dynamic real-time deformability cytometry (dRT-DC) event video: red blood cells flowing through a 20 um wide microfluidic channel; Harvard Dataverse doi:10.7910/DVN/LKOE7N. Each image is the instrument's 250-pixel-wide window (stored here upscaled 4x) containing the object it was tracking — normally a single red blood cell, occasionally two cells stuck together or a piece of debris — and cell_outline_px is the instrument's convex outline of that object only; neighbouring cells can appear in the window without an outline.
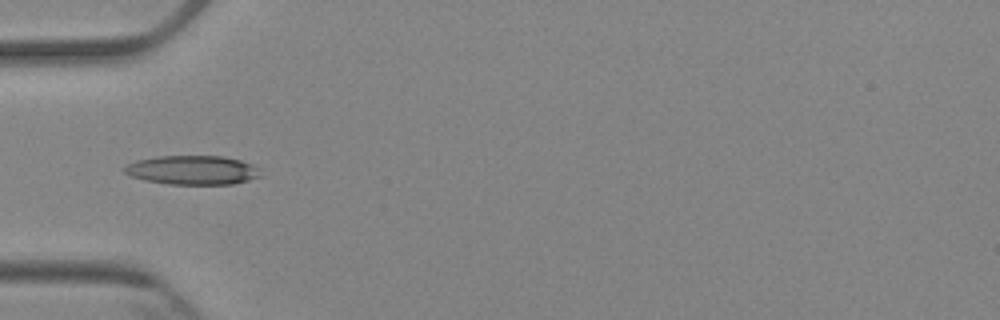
{"species": "Egyptian fruit bat (a non-hibernating species)", "species_latin": "Rousettus aegyptiacus", "temperature_condition": "cold", "stored_images_in_passage": 8, "camera_frame_rate_fps": 3000, "um_per_image_px": 0.085, "animal": {"sex": "female"}, "frame": {"image": 1, "passage_image": 5, "time_ms": 5.667, "image_size_px": [1000, 320], "cell_outline_px": [[260, 176], [248, 180], [232, 184], [168, 184], [144, 180], [128, 176], [124, 172], [124, 168], [128, 164], [136, 160], [156, 156], [224, 156], [240, 160], [252, 164], [260, 168]], "centroid_in_image_um": [16.35, 14.45], "position_along_channel_um": 68.7, "area_um2": 23.18}}
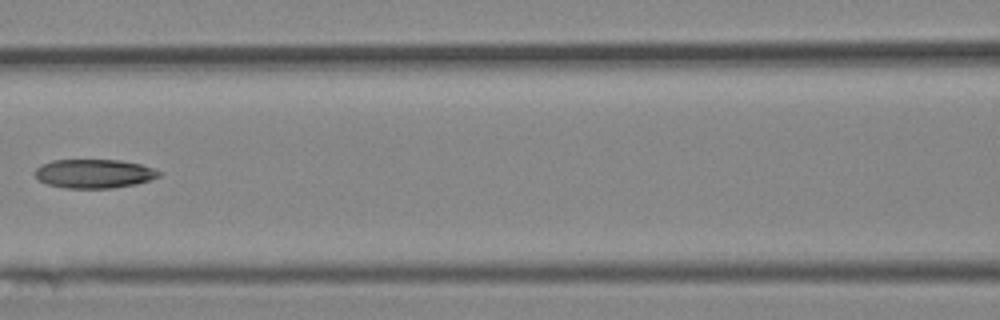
{"frame": {"image": 2, "passage_image": 7, "time_ms": 8.0, "image_size_px": [1000, 320], "cell_outline_px": [[160, 176], [136, 184], [112, 188], [64, 188], [48, 184], [40, 180], [36, 176], [36, 168], [40, 164], [52, 160], [120, 160], [140, 164], [152, 168], [160, 172]], "centroid_in_image_um": [7.98, 14.76], "position_along_channel_um": 158.6, "area_um2": 20.75}}
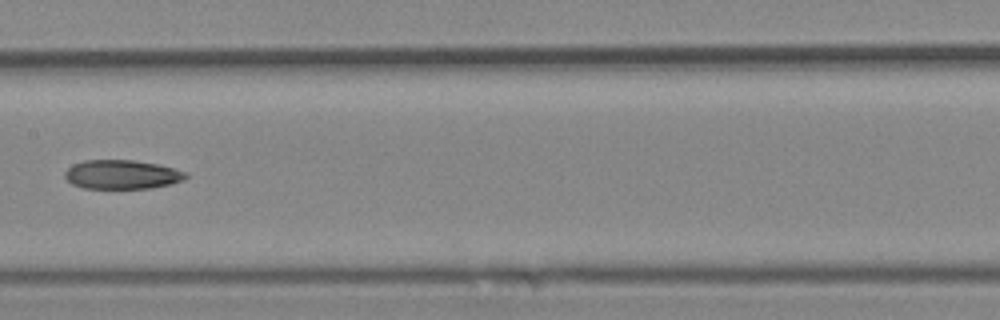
{"frame": {"image": 3, "passage_image": 8, "time_ms": 9.0, "image_size_px": [1000, 320], "cell_outline_px": [[188, 176], [184, 180], [172, 184], [152, 188], [84, 188], [72, 184], [64, 176], [64, 172], [72, 164], [84, 160], [132, 160], [156, 164], [188, 172]], "centroid_in_image_um": [10.37, 14.83], "position_along_channel_um": 197.0, "area_um2": 20.52}}